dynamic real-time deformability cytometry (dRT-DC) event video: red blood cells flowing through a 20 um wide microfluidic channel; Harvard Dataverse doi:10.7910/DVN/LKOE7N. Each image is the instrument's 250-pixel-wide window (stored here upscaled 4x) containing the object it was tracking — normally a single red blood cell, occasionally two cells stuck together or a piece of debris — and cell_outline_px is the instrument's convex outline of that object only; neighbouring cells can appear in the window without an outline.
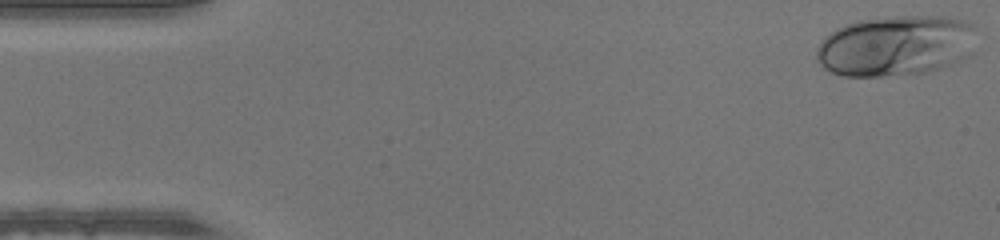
{"species": "human", "species_latin": "Homo sapiens", "temperature_condition": "warm", "stored_images_in_passage": 48, "camera_frame_rate_fps": 3000, "um_per_image_px": 0.085, "donor": {"sex": "male"}, "frame": {"image": 1, "passage_image": 1, "time_ms": 0.0, "image_size_px": [1000, 240], "cell_outline_px": [[976, 28], [972, 52], [968, 56], [960, 60], [940, 68], [924, 72], [880, 76], [844, 76], [832, 72], [824, 68], [816, 60], [816, 48], [824, 36], [836, 28], [856, 20], [896, 16], [948, 16], [964, 20], [976, 24]], "centroid_in_image_um": [76.14, 3.86], "position_along_channel_um": 8.9, "area_um2": 56.99}}
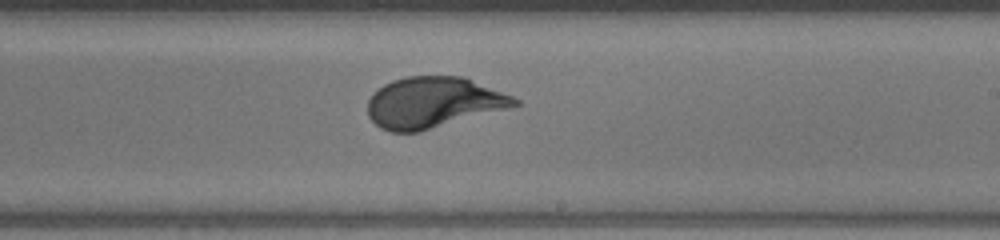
{"frame": {"image": 2, "passage_image": 28, "time_ms": 9.0, "image_size_px": [1000, 240], "cell_outline_px": [[520, 104], [508, 108], [420, 132], [392, 132], [380, 128], [368, 116], [368, 100], [384, 84], [392, 80], [408, 76], [464, 76], [512, 96], [520, 100]], "centroid_in_image_um": [36.83, 8.71], "position_along_channel_um": 252.2, "area_um2": 43.41}}
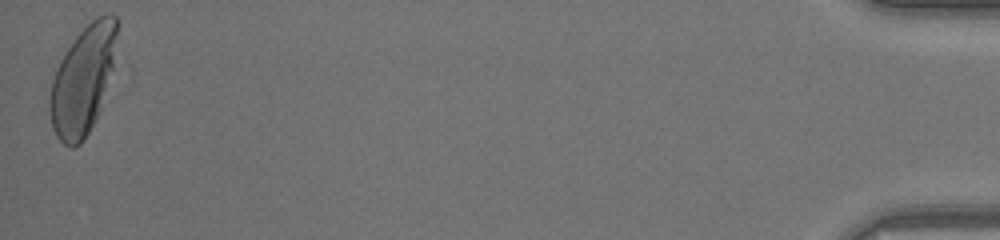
{"frame": {"image": 3, "passage_image": 48, "time_ms": 15.667, "image_size_px": [1000, 240], "cell_outline_px": [[116, 36], [112, 68], [100, 108], [84, 140], [80, 144], [72, 148], [64, 144], [56, 136], [52, 128], [48, 104], [48, 100], [52, 80], [56, 68], [64, 52], [76, 36], [96, 16], [104, 12], [112, 12], [116, 16]], "centroid_in_image_um": [7.01, 6.8], "position_along_channel_um": 428.2, "area_um2": 42.02}}